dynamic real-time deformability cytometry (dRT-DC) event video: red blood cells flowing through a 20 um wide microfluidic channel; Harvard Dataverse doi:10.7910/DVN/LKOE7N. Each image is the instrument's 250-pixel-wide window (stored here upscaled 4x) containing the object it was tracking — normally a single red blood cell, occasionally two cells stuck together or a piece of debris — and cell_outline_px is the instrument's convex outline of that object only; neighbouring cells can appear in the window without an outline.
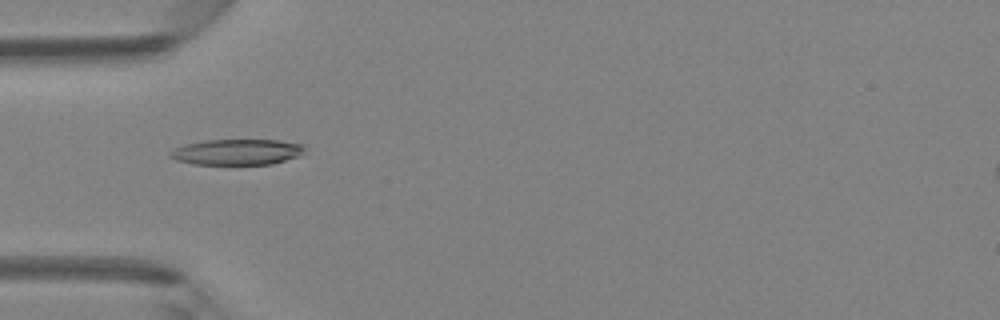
{"species": "Egyptian fruit bat (a non-hibernating species)", "species_latin": "Rousettus aegyptiacus", "temperature_condition": "room temperature", "stored_images_in_passage": 47, "camera_frame_rate_fps": 3000, "um_per_image_px": 0.085, "animal": {"sex": "female"}, "frame": {"image": 1, "passage_image": 15, "time_ms": 4.667, "image_size_px": [1000, 320], "cell_outline_px": [[304, 152], [300, 156], [272, 164], [192, 164], [176, 160], [168, 156], [168, 152], [184, 144], [208, 140], [280, 140], [304, 144]], "centroid_in_image_um": [20.16, 12.92], "position_along_channel_um": 64.8, "area_um2": 20.29}}
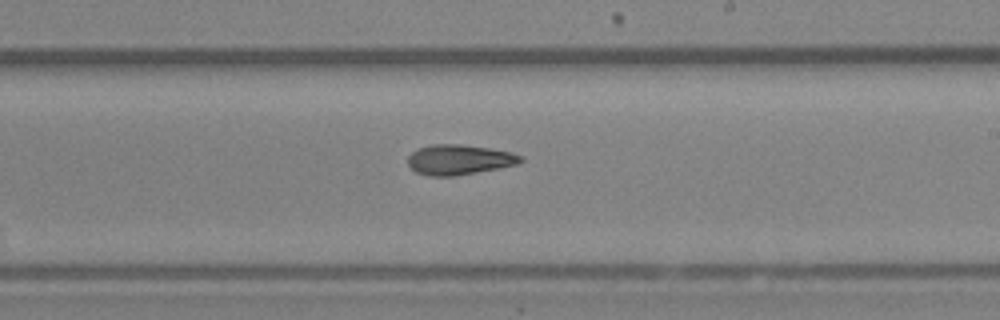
{"frame": {"image": 2, "passage_image": 28, "time_ms": 9.0, "image_size_px": [1000, 320], "cell_outline_px": [[524, 160], [516, 164], [476, 172], [452, 176], [428, 176], [416, 172], [408, 164], [408, 156], [416, 148], [432, 144], [460, 144], [488, 148], [512, 152], [524, 156]], "centroid_in_image_um": [39.01, 13.56], "position_along_channel_um": 250.0, "area_um2": 19.71}}
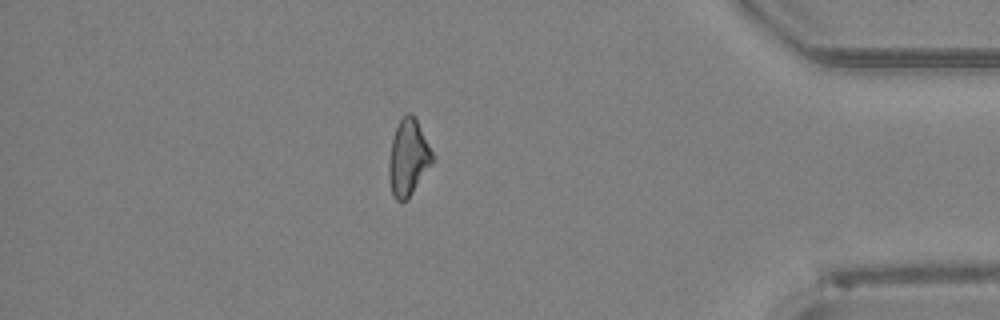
{"frame": {"image": 3, "passage_image": 41, "time_ms": 13.333, "image_size_px": [1000, 320], "cell_outline_px": [[432, 164], [408, 200], [396, 200], [392, 196], [388, 176], [388, 160], [392, 140], [396, 128], [400, 120], [408, 112], [412, 112], [432, 152]], "centroid_in_image_um": [34.67, 13.45], "position_along_channel_um": 400.5, "area_um2": 19.19}, "authors_computed_cell_mechanics": {"area_um2": 19.7098, "velocity_mm_per_s": 4.3078, "shape_relaxation_time_tau1_ms": 11.3958, "shape_relaxation_time_tau2_ms": 9.6226, "deformation_change_tau1": 0.2213, "deformation_change_tau2": 0.2272}}